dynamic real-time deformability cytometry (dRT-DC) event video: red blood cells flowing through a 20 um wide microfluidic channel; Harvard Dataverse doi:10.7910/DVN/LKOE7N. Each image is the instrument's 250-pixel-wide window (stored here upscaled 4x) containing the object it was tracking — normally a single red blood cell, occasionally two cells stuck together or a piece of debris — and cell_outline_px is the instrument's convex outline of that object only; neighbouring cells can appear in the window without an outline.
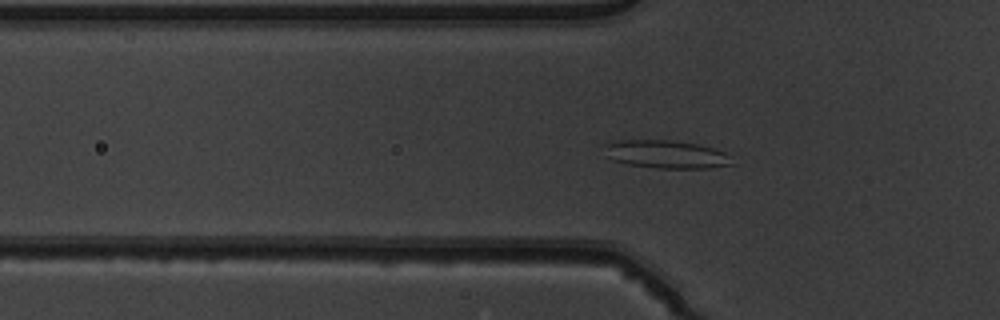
{"species": "common noctule bat (a hibernating species)", "species_latin": "Nyctalus noctula", "temperature_condition": "warm", "stored_images_in_passage": 45, "camera_frame_rate_fps": 3000, "um_per_image_px": 0.085, "animal": {"sex": "male", "body_mass_g": 19.5, "forearm_length_mm": 54.6}, "frame": {"image": 1, "passage_image": 11, "time_ms": 3.333, "image_size_px": [1000, 320], "cell_outline_px": [[732, 164], [708, 168], [656, 168], [624, 164], [612, 160], [608, 156], [604, 144], [616, 140], [672, 140], [696, 144], [712, 148], [724, 152], [728, 156]], "centroid_in_image_um": [56.56, 13.11], "position_along_channel_um": 69.2, "area_um2": 20.69}}
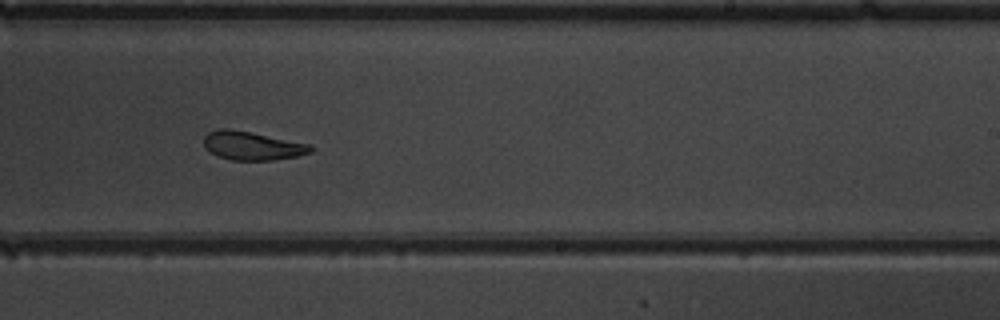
{"frame": {"image": 2, "passage_image": 26, "time_ms": 8.333, "image_size_px": [1000, 320], "cell_outline_px": [[312, 152], [296, 156], [272, 160], [232, 160], [216, 156], [208, 152], [204, 148], [204, 136], [208, 132], [216, 128], [228, 128], [312, 144]], "centroid_in_image_um": [21.38, 12.39], "position_along_channel_um": 267.6, "area_um2": 17.92}}
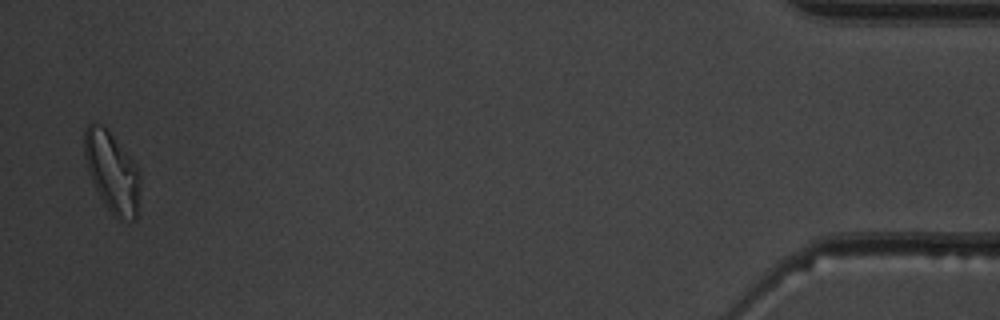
{"frame": {"image": 3, "passage_image": 44, "time_ms": 14.333, "image_size_px": [1000, 320], "cell_outline_px": [[140, 180], [136, 220], [132, 220], [112, 216], [100, 196], [92, 180], [84, 156], [84, 128], [88, 124], [104, 124], [132, 160], [140, 176]], "centroid_in_image_um": [9.51, 14.6], "position_along_channel_um": 425.7, "area_um2": 25.66}, "authors_computed_cell_mechanics": {"area_um2": 19.7098, "velocity_mm_per_s": 3.9847, "shape_relaxation_time_tau1_ms": null, "shape_relaxation_time_tau2_ms": 2.7333, "deformation_change_tau1": null, "deformation_change_tau2": 0.0993}}